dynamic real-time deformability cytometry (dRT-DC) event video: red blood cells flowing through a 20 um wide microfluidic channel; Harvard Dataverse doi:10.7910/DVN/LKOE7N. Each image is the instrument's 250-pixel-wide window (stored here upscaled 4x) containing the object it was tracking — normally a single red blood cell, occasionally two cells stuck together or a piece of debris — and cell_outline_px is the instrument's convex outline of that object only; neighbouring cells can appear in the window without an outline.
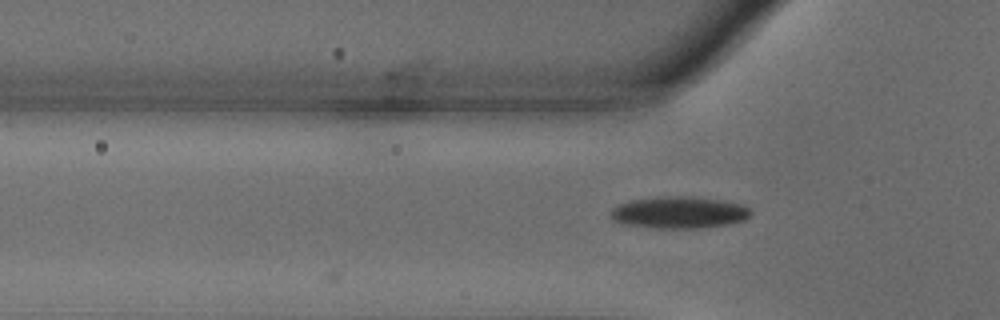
{"species": "common noctule bat (a hibernating species)", "species_latin": "Nyctalus noctula", "temperature_condition": "warm", "stored_images_in_passage": 4, "camera_frame_rate_fps": 3000, "um_per_image_px": 0.085, "animal": {"sex": "male", "body_mass_g": 18.8}, "frame": {"image": 1, "passage_image": 4, "time_ms": 1.0, "image_size_px": [1000, 320], "cell_outline_px": [[752, 212], [744, 220], [728, 224], [696, 228], [660, 228], [624, 224], [612, 220], [612, 208], [628, 200], [660, 196], [688, 196], [724, 200], [744, 204]], "centroid_in_image_um": [57.73, 18.04], "position_along_channel_um": 68.1, "area_um2": 26.01}}